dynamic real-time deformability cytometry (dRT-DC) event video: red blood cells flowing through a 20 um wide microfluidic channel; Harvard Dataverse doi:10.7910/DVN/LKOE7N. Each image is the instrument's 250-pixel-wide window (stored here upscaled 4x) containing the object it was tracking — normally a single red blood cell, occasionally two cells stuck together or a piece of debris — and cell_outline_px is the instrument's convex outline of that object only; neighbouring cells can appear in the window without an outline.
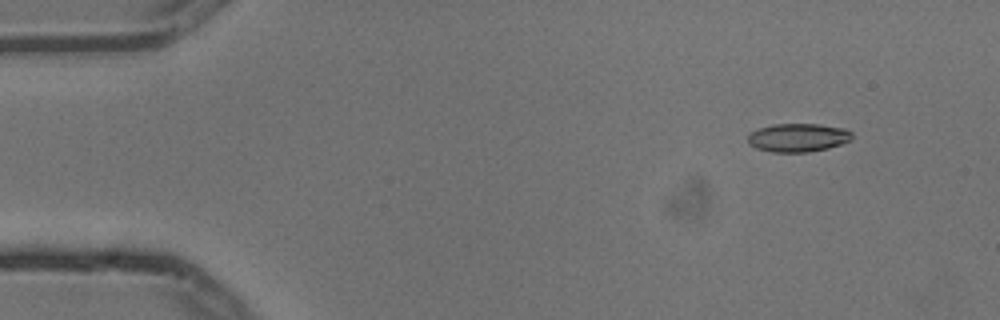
{"species": "common noctule bat (a hibernating species)", "species_latin": "Nyctalus noctula", "temperature_condition": "cold", "stored_images_in_passage": 6, "camera_frame_rate_fps": 3000, "um_per_image_px": 0.085, "animal": {"sex": "male", "body_mass_g": 13.3}, "frame": {"image": 1, "passage_image": 2, "time_ms": 0.333, "image_size_px": [1000, 320], "cell_outline_px": [[852, 140], [828, 148], [808, 152], [772, 152], [756, 148], [748, 144], [748, 136], [752, 132], [760, 128], [772, 124], [820, 124], [844, 128], [852, 132]], "centroid_in_image_um": [67.84, 11.7], "position_along_channel_um": 17.2, "area_um2": 17.28}}
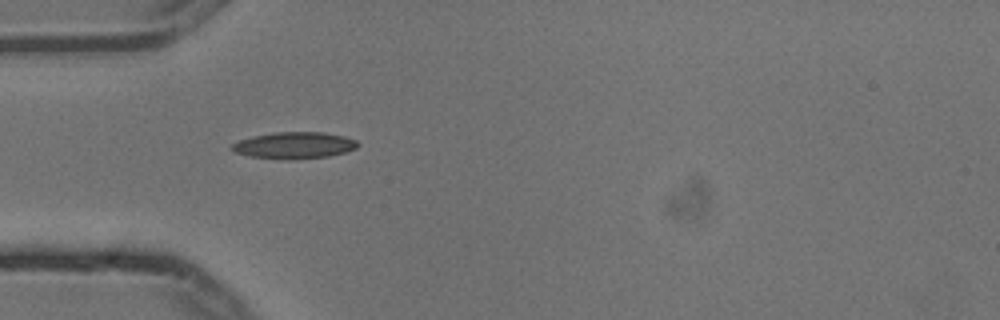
{"frame": {"image": 2, "passage_image": 5, "time_ms": 1.333, "image_size_px": [1000, 320], "cell_outline_px": [[360, 144], [356, 148], [344, 152], [328, 156], [292, 160], [288, 160], [252, 156], [236, 152], [228, 148], [232, 144], [240, 140], [252, 136], [276, 132], [324, 132], [344, 136], [356, 140]], "centroid_in_image_um": [25.02, 12.35], "position_along_channel_um": 60.0, "area_um2": 19.48}}
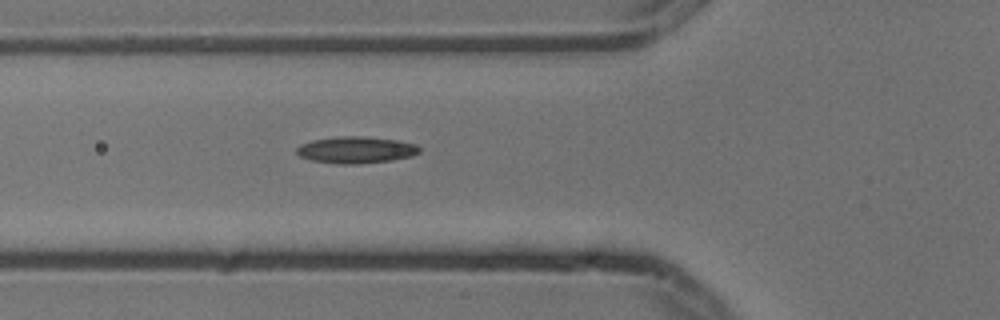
{"frame": {"image": 3, "passage_image": 6, "time_ms": 1.667, "image_size_px": [1000, 320], "cell_outline_px": [[420, 152], [412, 156], [392, 160], [360, 164], [336, 164], [312, 160], [300, 156], [296, 152], [296, 148], [300, 144], [312, 140], [336, 136], [360, 136], [400, 140], [416, 144], [420, 148]], "centroid_in_image_um": [30.27, 12.74], "position_along_channel_um": 95.5, "area_um2": 19.31}}